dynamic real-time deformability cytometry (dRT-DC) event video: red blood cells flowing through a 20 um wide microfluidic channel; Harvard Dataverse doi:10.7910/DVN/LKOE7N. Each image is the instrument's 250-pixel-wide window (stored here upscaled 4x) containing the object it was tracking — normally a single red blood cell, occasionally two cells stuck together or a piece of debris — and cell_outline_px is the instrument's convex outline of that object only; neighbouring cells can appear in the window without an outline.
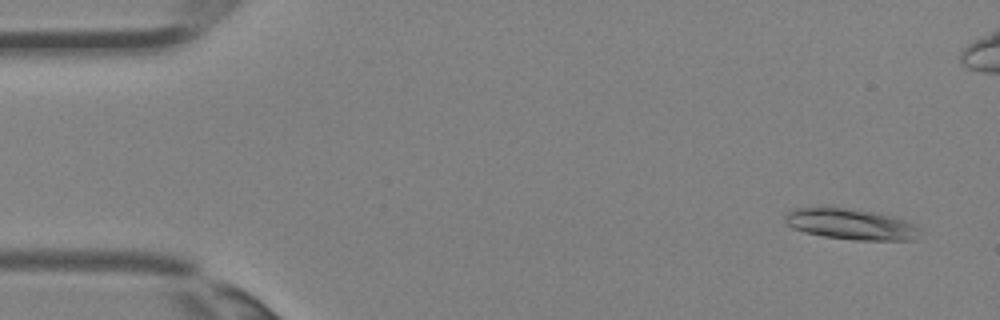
{"species": "Egyptian fruit bat (a non-hibernating species)", "species_latin": "Rousettus aegyptiacus", "temperature_condition": "room temperature", "stored_images_in_passage": 37, "camera_frame_rate_fps": 3000, "um_per_image_px": 0.085, "animal": {"sex": "female"}, "frame": {"image": 1, "passage_image": 3, "time_ms": 0.667, "image_size_px": [1000, 320], "cell_outline_px": [[920, 228], [916, 240], [856, 240], [824, 236], [804, 232], [792, 228], [784, 220], [784, 216], [788, 212], [796, 208], [844, 208], [876, 212], [896, 216], [916, 224]], "centroid_in_image_um": [72.38, 19.06], "position_along_channel_um": 12.6, "area_um2": 24.28}}
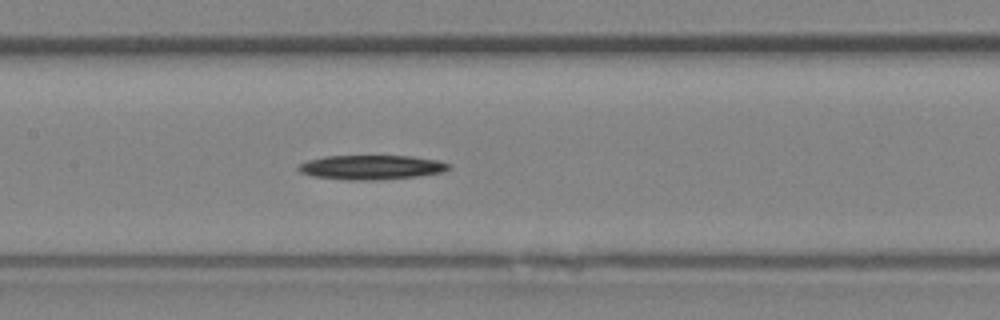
{"frame": {"image": 2, "passage_image": 18, "time_ms": 5.667, "image_size_px": [1000, 320], "cell_outline_px": [[448, 168], [444, 172], [416, 176], [380, 180], [348, 180], [312, 176], [300, 172], [296, 168], [300, 164], [308, 160], [324, 156], [412, 156], [436, 160], [448, 164]], "centroid_in_image_um": [31.51, 14.22], "position_along_channel_um": 175.9, "area_um2": 21.27}}
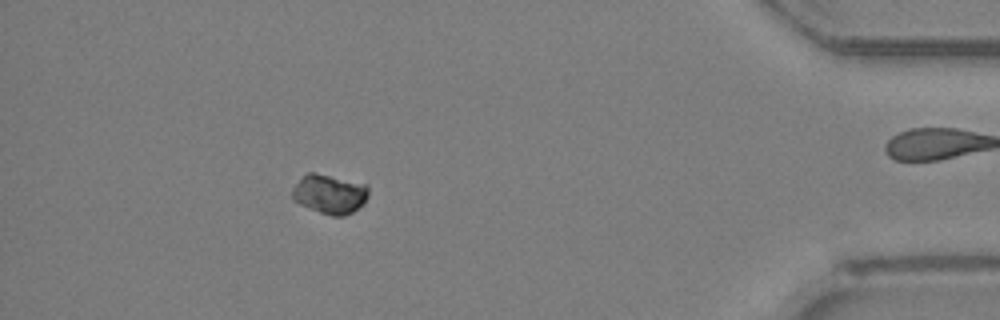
{"frame": {"image": 3, "passage_image": 33, "time_ms": 10.667, "image_size_px": [1000, 320], "cell_outline_px": [[368, 196], [364, 204], [352, 212], [344, 216], [332, 216], [308, 208], [292, 200], [292, 188], [308, 172], [316, 172], [368, 184]], "centroid_in_image_um": [28.04, 16.49], "position_along_channel_um": 407.2, "area_um2": 17.63}}